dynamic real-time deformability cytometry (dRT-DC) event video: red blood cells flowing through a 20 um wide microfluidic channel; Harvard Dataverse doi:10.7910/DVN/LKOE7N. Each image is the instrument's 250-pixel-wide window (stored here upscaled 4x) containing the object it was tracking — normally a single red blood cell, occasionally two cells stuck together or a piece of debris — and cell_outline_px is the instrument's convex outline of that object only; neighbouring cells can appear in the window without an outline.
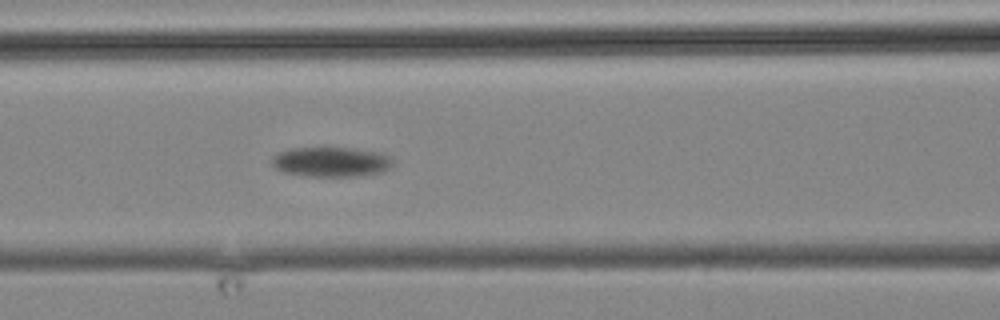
{"species": "common noctule bat (a hibernating species)", "species_latin": "Nyctalus noctula", "temperature_condition": "cold", "stored_images_in_passage": 13, "camera_frame_rate_fps": 3000, "um_per_image_px": 0.085, "animal": {"sex": "male", "body_mass_g": 19.2, "forearm_length_mm": 51.8}, "frame": {"image": 1, "passage_image": 13, "time_ms": 14.667, "image_size_px": [1000, 320], "cell_outline_px": [[392, 164], [388, 168], [380, 172], [360, 176], [308, 176], [284, 172], [276, 168], [272, 164], [272, 156], [276, 152], [288, 148], [356, 148], [380, 152], [388, 156], [392, 160]], "centroid_in_image_um": [28.11, 13.75], "position_along_channel_um": 138.5, "area_um2": 21.04}}